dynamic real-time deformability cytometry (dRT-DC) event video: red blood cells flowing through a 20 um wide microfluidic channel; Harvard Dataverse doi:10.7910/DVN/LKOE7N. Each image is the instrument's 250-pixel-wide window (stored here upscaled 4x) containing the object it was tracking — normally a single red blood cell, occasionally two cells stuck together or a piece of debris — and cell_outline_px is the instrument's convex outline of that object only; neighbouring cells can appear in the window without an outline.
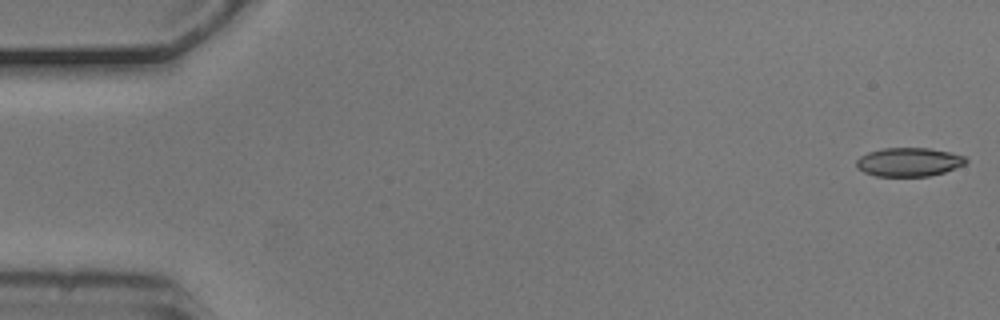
{"species": "common noctule bat (a hibernating species)", "species_latin": "Nyctalus noctula", "temperature_condition": "cold", "stored_images_in_passage": 7, "camera_frame_rate_fps": 3000, "um_per_image_px": 0.085, "animal": {"sex": "male", "body_mass_g": 20.5, "forearm_length_mm": 52.5}, "frame": {"image": 1, "passage_image": 1, "time_ms": 0.0, "image_size_px": [1000, 320], "cell_outline_px": [[968, 160], [964, 164], [944, 172], [928, 176], [876, 176], [864, 172], [856, 168], [856, 160], [860, 156], [868, 152], [884, 148], [928, 148], [952, 152], [964, 156]], "centroid_in_image_um": [77.23, 13.77], "position_along_channel_um": 7.8, "area_um2": 18.32}}
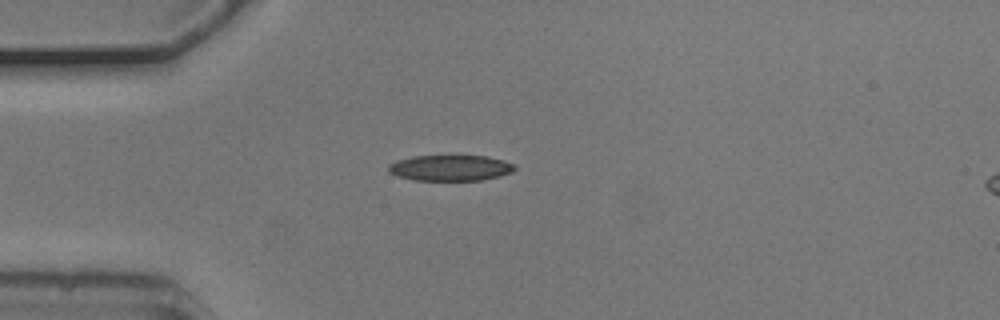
{"frame": {"image": 2, "passage_image": 4, "time_ms": 1.0, "image_size_px": [1000, 320], "cell_outline_px": [[516, 168], [512, 172], [500, 176], [480, 180], [412, 180], [396, 176], [388, 172], [388, 164], [396, 160], [412, 156], [488, 156], [504, 160], [516, 164]], "centroid_in_image_um": [38.27, 14.27], "position_along_channel_um": 46.7, "area_um2": 19.19}}